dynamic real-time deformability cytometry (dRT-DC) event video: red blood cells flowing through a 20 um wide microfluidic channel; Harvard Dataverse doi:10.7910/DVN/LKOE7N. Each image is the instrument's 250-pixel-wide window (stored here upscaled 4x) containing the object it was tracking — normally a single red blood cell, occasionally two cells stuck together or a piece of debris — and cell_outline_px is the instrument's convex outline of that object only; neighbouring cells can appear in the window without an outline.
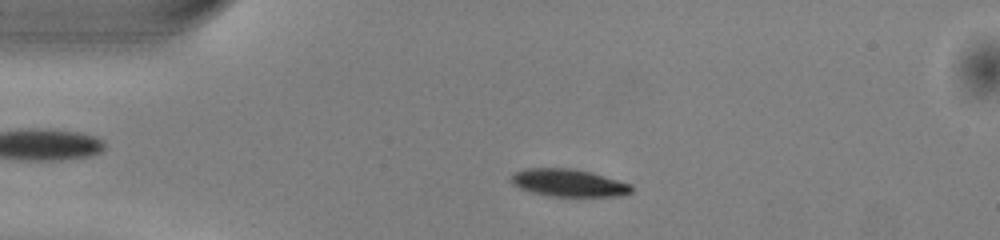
{"species": "common noctule bat (a hibernating species)", "species_latin": "Nyctalus noctula", "temperature_condition": "warm", "stored_images_in_passage": 48, "camera_frame_rate_fps": 3000, "um_per_image_px": 0.085, "animal": {"sex": "male", "body_mass_g": 13.0, "forearm_length_mm": 53.1}, "frame": {"image": 1, "passage_image": 9, "time_ms": 2.667, "image_size_px": [1000, 240], "cell_outline_px": [[632, 192], [620, 196], [548, 196], [532, 192], [520, 188], [512, 184], [512, 176], [516, 172], [528, 168], [572, 168], [592, 172], [632, 184]], "centroid_in_image_um": [48.37, 15.54], "position_along_channel_um": 36.6, "area_um2": 19.25}}
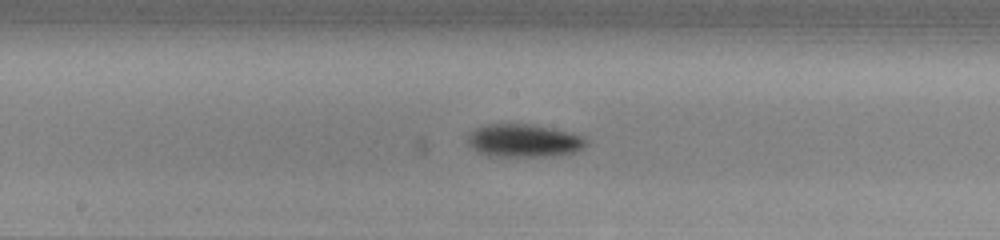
{"frame": {"image": 2, "passage_image": 24, "time_ms": 7.667, "image_size_px": [1000, 240], "cell_outline_px": [[588, 144], [572, 152], [552, 156], [488, 156], [472, 148], [468, 144], [468, 132], [484, 124], [536, 124], [584, 136], [588, 140]], "centroid_in_image_um": [44.5, 11.94], "position_along_channel_um": 203.7, "area_um2": 22.83}}
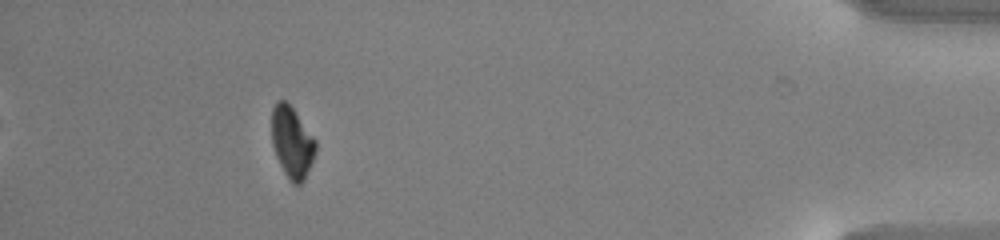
{"frame": {"image": 3, "passage_image": 44, "time_ms": 14.333, "image_size_px": [1000, 240], "cell_outline_px": [[316, 152], [304, 180], [300, 184], [292, 184], [284, 172], [276, 156], [272, 144], [272, 108], [276, 100], [284, 100], [292, 108], [316, 140]], "centroid_in_image_um": [24.81, 12.1], "position_along_channel_um": 410.4, "area_um2": 18.09}, "authors_computed_cell_mechanics": {"area_um2": 20.1722, "velocity_mm_per_s": 4.0336, "shape_relaxation_time_tau1_ms": 1.351, "shape_relaxation_time_tau2_ms": null, "deformation_change_tau1": 0.0985, "deformation_change_tau2": null}}